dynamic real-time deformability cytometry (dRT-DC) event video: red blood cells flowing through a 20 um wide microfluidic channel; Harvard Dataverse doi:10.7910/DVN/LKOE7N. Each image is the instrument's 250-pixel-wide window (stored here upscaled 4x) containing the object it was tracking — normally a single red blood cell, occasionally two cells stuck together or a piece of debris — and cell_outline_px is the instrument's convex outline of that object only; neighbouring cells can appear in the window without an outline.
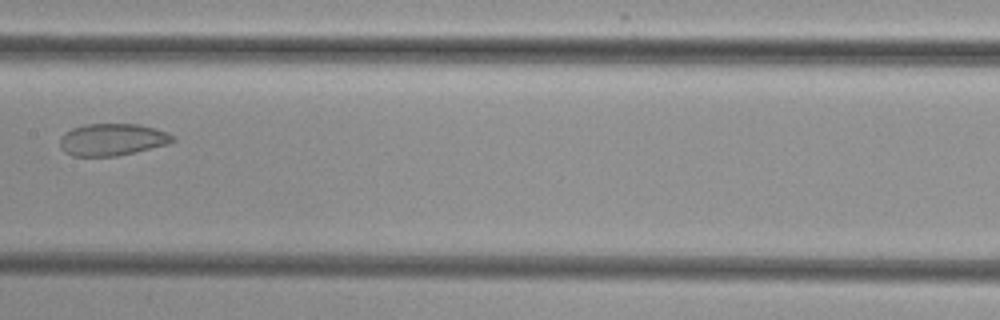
{"species": "common noctule bat (a hibernating species)", "species_latin": "Nyctalus noctula", "temperature_condition": "cold", "stored_images_in_passage": 9, "camera_frame_rate_fps": 3000, "um_per_image_px": 0.085, "animal": {"sex": "female", "body_mass_g": 29.2, "forearm_length_mm": 56.3}, "frame": {"image": 1, "passage_image": 8, "time_ms": 9.667, "image_size_px": [1000, 320], "cell_outline_px": [[176, 140], [168, 144], [136, 152], [116, 156], [72, 156], [64, 152], [60, 148], [60, 136], [64, 132], [72, 128], [84, 124], [140, 124], [168, 132], [176, 136]], "centroid_in_image_um": [9.54, 11.86], "position_along_channel_um": 197.9, "area_um2": 21.39}}
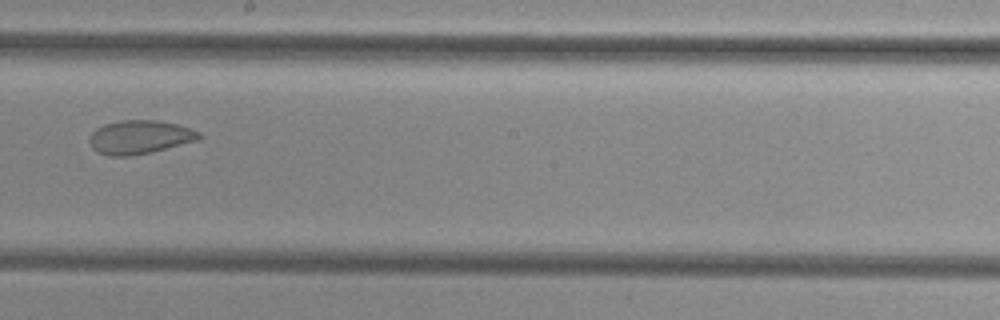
{"frame": {"image": 2, "passage_image": 9, "time_ms": 10.667, "image_size_px": [1000, 320], "cell_outline_px": [[204, 136], [200, 140], [152, 152], [128, 156], [108, 156], [96, 152], [92, 148], [88, 140], [88, 136], [96, 128], [104, 124], [120, 120], [156, 120], [176, 124], [200, 132]], "centroid_in_image_um": [11.86, 11.66], "position_along_channel_um": 236.3, "area_um2": 21.79}}